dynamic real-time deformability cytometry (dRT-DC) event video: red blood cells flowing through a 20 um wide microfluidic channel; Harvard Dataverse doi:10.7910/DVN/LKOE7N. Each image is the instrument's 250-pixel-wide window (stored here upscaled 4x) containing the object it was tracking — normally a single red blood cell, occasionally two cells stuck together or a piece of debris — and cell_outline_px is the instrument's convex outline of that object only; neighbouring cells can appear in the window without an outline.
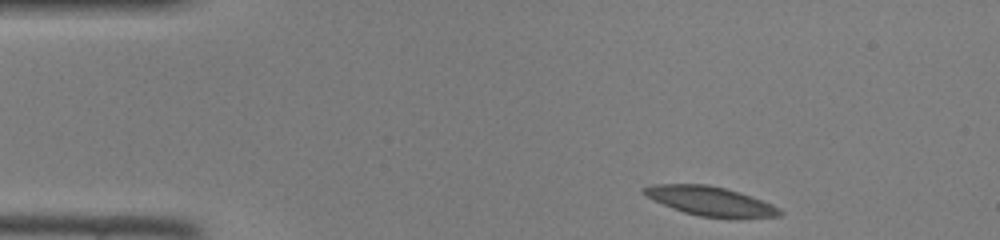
{"species": "common noctule bat (a hibernating species)", "species_latin": "Nyctalus noctula", "temperature_condition": "room temperature", "stored_images_in_passage": 42, "camera_frame_rate_fps": 3000, "um_per_image_px": 0.085, "animal": {"sex": "female", "body_mass_g": 22.0, "forearm_length_mm": 56.7}, "frame": {"image": 1, "passage_image": 1, "time_ms": 0.0, "image_size_px": [1000, 240], "cell_outline_px": [[784, 212], [780, 216], [700, 216], [684, 212], [672, 208], [652, 200], [644, 196], [640, 192], [640, 188], [652, 184], [708, 184], [740, 192], [752, 196], [772, 204], [780, 208]], "centroid_in_image_um": [60.27, 17.05], "position_along_channel_um": 24.7, "area_um2": 22.77}}
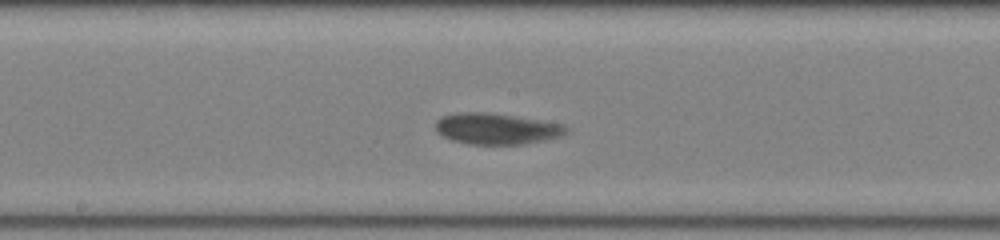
{"frame": {"image": 2, "passage_image": 19, "time_ms": 6.0, "image_size_px": [1000, 240], "cell_outline_px": [[568, 132], [560, 136], [544, 140], [524, 144], [472, 144], [452, 140], [436, 132], [436, 120], [444, 116], [464, 112], [484, 112], [512, 116], [564, 124], [568, 128]], "centroid_in_image_um": [42.21, 10.95], "position_along_channel_um": 206.0, "area_um2": 23.29}}
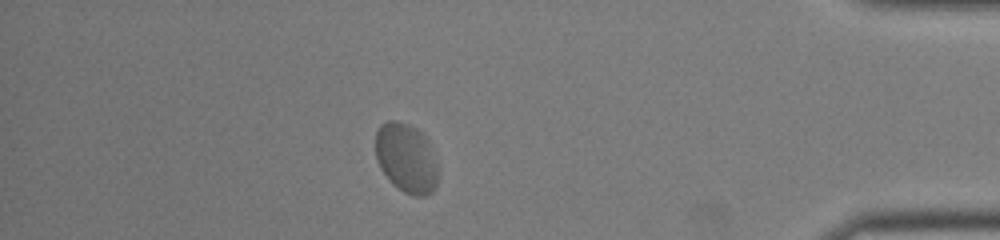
{"frame": {"image": 3, "passage_image": 36, "time_ms": 11.667, "image_size_px": [1000, 240], "cell_outline_px": [[440, 176], [432, 192], [424, 196], [412, 196], [404, 192], [392, 184], [388, 180], [380, 168], [376, 156], [376, 132], [380, 124], [388, 120], [396, 120], [408, 124], [416, 128], [428, 140], [440, 172]], "centroid_in_image_um": [34.55, 13.45], "position_along_channel_um": 400.7, "area_um2": 25.66}}